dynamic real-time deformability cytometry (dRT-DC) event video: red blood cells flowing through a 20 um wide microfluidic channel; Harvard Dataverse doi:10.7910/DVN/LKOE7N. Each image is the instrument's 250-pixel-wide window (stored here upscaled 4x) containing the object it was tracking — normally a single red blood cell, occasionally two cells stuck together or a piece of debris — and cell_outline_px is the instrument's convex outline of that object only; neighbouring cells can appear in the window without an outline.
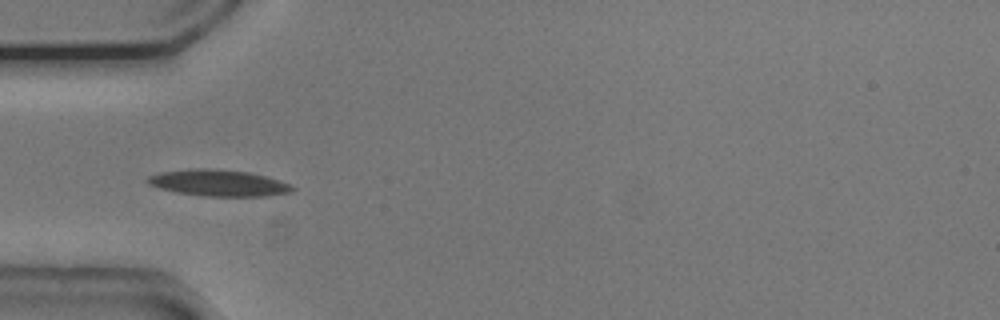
{"species": "common noctule bat (a hibernating species)", "species_latin": "Nyctalus noctula", "temperature_condition": "cold", "stored_images_in_passage": 34, "camera_frame_rate_fps": 3000, "um_per_image_px": 0.085, "animal": {"sex": "male", "body_mass_g": 20.5, "forearm_length_mm": 52.5}, "frame": {"image": 1, "passage_image": 6, "time_ms": 1.667, "image_size_px": [1000, 320], "cell_outline_px": [[296, 188], [292, 192], [264, 196], [204, 196], [176, 192], [160, 188], [148, 184], [144, 180], [148, 176], [160, 172], [192, 168], [208, 168], [248, 172], [280, 180]], "centroid_in_image_um": [18.54, 15.55], "position_along_channel_um": 66.5, "area_um2": 22.25}, "authors_computed_cell_mechanics": {"area_um2": 20.3456, "velocity_mm_per_s": 3.7497, "shape_relaxation_time_tau1_ms": 3.7072, "shape_relaxation_time_tau2_ms": null, "deformation_change_tau1": 0.1273, "deformation_change_tau2": null}}